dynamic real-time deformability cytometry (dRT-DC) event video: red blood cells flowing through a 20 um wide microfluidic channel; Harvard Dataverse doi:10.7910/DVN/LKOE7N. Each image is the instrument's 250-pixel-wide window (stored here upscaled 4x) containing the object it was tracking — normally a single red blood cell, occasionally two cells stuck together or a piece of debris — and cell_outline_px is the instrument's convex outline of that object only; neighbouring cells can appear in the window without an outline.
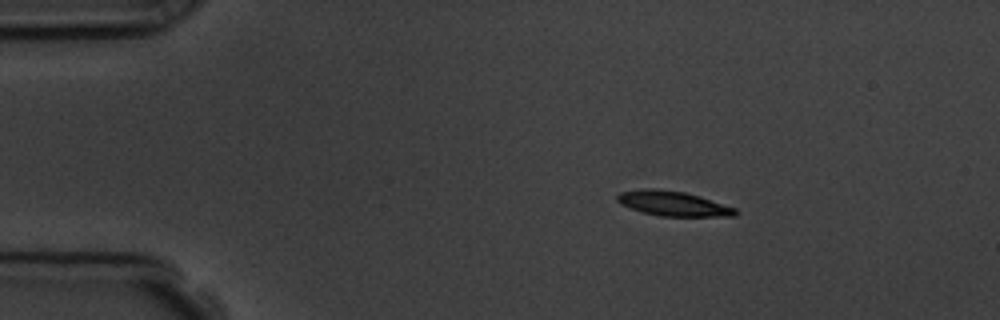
{"species": "common noctule bat (a hibernating species)", "species_latin": "Nyctalus noctula", "temperature_condition": "room temperature", "stored_images_in_passage": 3, "camera_frame_rate_fps": 3000, "um_per_image_px": 0.085, "animal": {"sex": "male", "body_mass_g": 19.5, "forearm_length_mm": 54.6}, "frame": {"image": 1, "passage_image": 1, "time_ms": 0.0, "image_size_px": [1000, 320], "cell_outline_px": [[740, 212], [736, 216], [660, 216], [640, 212], [620, 204], [616, 200], [616, 196], [620, 192], [644, 188], [652, 188], [684, 192], [700, 196], [736, 208]], "centroid_in_image_um": [57.2, 17.3], "position_along_channel_um": 27.8, "area_um2": 17.22}}